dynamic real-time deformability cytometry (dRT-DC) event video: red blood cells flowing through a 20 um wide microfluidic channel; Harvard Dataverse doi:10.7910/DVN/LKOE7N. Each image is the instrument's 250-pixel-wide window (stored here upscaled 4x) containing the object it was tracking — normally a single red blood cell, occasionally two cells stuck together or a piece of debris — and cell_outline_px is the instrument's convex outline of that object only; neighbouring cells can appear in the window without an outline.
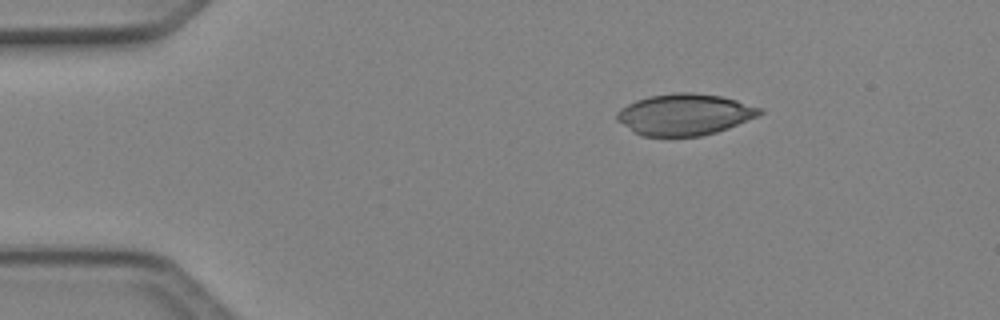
{"species": "Egyptian fruit bat (a non-hibernating species)", "species_latin": "Rousettus aegyptiacus", "temperature_condition": "cold", "stored_images_in_passage": 4, "camera_frame_rate_fps": 3000, "um_per_image_px": 0.085, "animal": {"sex": "female"}, "frame": {"image": 1, "passage_image": 4, "time_ms": 1.0, "image_size_px": [1000, 320], "cell_outline_px": [[764, 112], [756, 116], [728, 128], [716, 132], [700, 136], [644, 136], [632, 132], [616, 120], [616, 112], [620, 108], [636, 100], [648, 96], [672, 92], [692, 92], [720, 96], [736, 100], [764, 108]], "centroid_in_image_um": [58.16, 9.72], "position_along_channel_um": 26.8, "area_um2": 34.56}}